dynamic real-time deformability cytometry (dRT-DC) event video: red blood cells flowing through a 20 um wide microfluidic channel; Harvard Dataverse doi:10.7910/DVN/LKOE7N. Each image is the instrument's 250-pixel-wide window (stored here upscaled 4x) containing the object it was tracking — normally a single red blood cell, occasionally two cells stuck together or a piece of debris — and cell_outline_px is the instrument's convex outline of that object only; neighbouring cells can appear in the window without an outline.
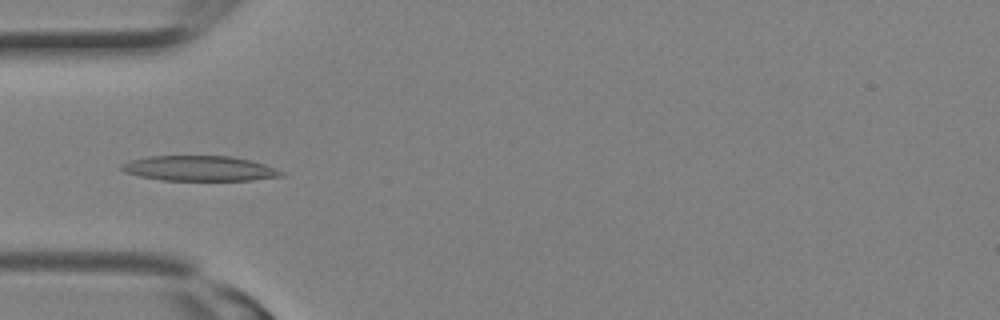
{"species": "Egyptian fruit bat (a non-hibernating species)", "species_latin": "Rousettus aegyptiacus", "temperature_condition": "room temperature", "stored_images_in_passage": 3, "camera_frame_rate_fps": 3000, "um_per_image_px": 0.085, "animal": {"sex": "female"}, "frame": {"image": 1, "passage_image": 3, "time_ms": 0.667, "image_size_px": [1000, 320], "cell_outline_px": [[284, 176], [252, 180], [160, 180], [140, 176], [124, 172], [120, 168], [120, 164], [128, 160], [148, 156], [232, 156], [252, 160], [264, 164], [284, 172]], "centroid_in_image_um": [16.93, 14.31], "position_along_channel_um": 68.1, "area_um2": 23.52}}